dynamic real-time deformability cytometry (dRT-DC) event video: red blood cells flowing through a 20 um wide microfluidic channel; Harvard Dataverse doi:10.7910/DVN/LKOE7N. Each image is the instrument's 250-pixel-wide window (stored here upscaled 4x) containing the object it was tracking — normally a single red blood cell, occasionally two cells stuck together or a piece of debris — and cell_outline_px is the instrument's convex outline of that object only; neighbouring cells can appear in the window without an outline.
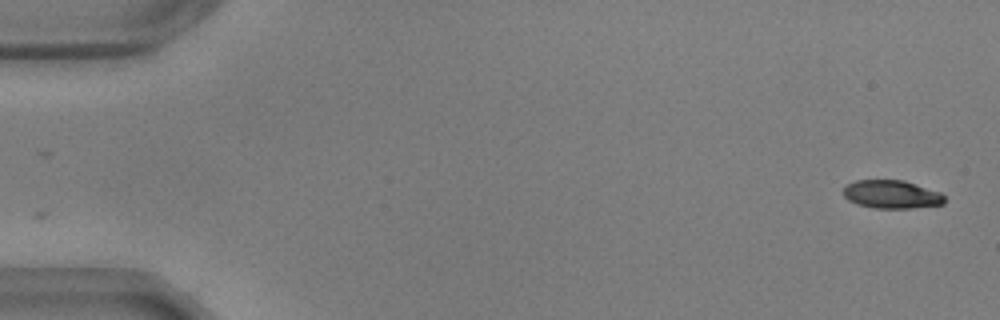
{"species": "common noctule bat (a hibernating species)", "species_latin": "Nyctalus noctula", "temperature_condition": "warm", "stored_images_in_passage": 54, "camera_frame_rate_fps": 3000, "um_per_image_px": 0.085, "animal": {"sex": "male", "body_mass_g": 17.9, "forearm_length_mm": 54.2}, "frame": {"image": 1, "passage_image": 1, "time_ms": 0.0, "image_size_px": [1000, 320], "cell_outline_px": [[944, 204], [912, 208], [876, 208], [856, 204], [848, 200], [844, 196], [844, 188], [848, 184], [856, 180], [904, 180], [940, 192], [944, 196]], "centroid_in_image_um": [75.79, 16.52], "position_along_channel_um": 9.2, "area_um2": 16.59}}
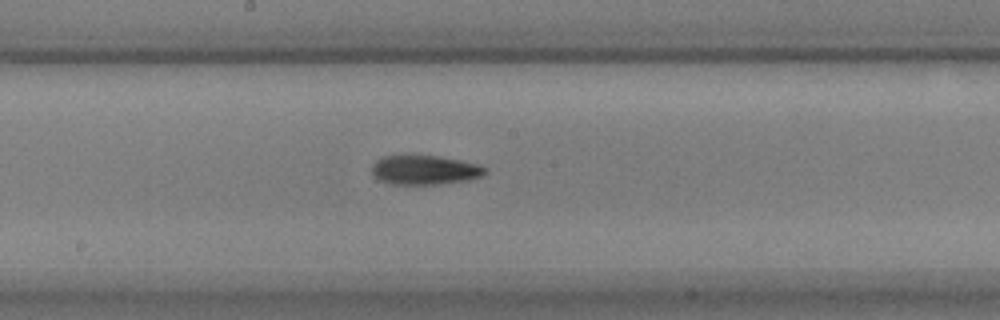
{"frame": {"image": 2, "passage_image": 29, "time_ms": 9.333, "image_size_px": [1000, 320], "cell_outline_px": [[488, 172], [484, 176], [468, 180], [436, 184], [392, 184], [376, 180], [372, 176], [372, 164], [376, 160], [384, 156], [436, 156], [460, 160], [480, 164], [488, 168]], "centroid_in_image_um": [36.12, 14.46], "position_along_channel_um": 212.1, "area_um2": 19.54}}
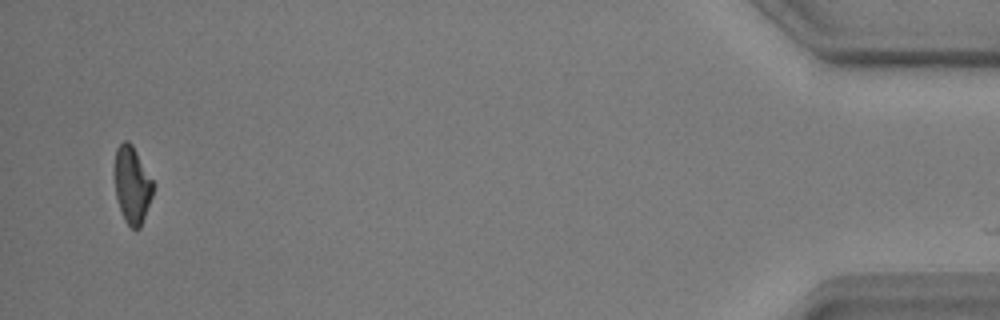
{"frame": {"image": 3, "passage_image": 53, "time_ms": 17.333, "image_size_px": [1000, 320], "cell_outline_px": [[156, 184], [152, 196], [140, 228], [132, 228], [124, 220], [116, 196], [116, 148], [124, 140], [128, 140], [132, 144]], "centroid_in_image_um": [11.27, 15.7], "position_along_channel_um": 423.9, "area_um2": 17.11}}